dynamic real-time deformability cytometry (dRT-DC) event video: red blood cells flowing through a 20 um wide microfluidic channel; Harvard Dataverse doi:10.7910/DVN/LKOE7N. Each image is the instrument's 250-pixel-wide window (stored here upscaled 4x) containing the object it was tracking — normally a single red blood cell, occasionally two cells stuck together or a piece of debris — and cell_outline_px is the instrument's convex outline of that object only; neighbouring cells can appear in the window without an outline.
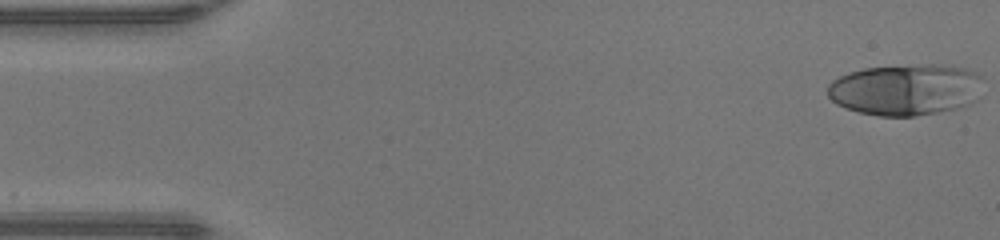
{"species": "human", "species_latin": "Homo sapiens", "temperature_condition": "warm", "stored_images_in_passage": 47, "camera_frame_rate_fps": 3000, "um_per_image_px": 0.085, "donor": {"sex": "male"}, "frame": {"image": 1, "passage_image": 1, "time_ms": 0.0, "image_size_px": [1000, 240], "cell_outline_px": [[980, 96], [972, 104], [956, 108], [916, 116], [880, 116], [860, 112], [836, 104], [828, 96], [828, 84], [832, 80], [848, 72], [864, 68], [928, 64], [932, 64], [964, 68], [976, 72], [980, 76]], "centroid_in_image_um": [76.98, 7.62], "position_along_channel_um": 8.0, "area_um2": 46.47}}
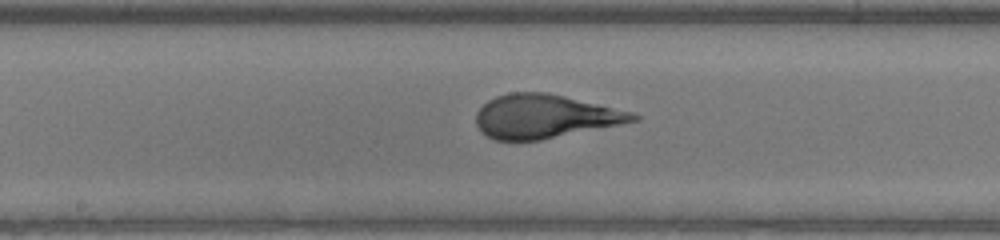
{"frame": {"image": 2, "passage_image": 24, "time_ms": 7.667, "image_size_px": [1000, 240], "cell_outline_px": [[640, 120], [540, 140], [496, 140], [488, 136], [476, 124], [476, 112], [488, 100], [496, 96], [508, 92], [548, 92], [632, 112], [640, 116]], "centroid_in_image_um": [46.29, 9.88], "position_along_channel_um": 201.9, "area_um2": 39.59}}
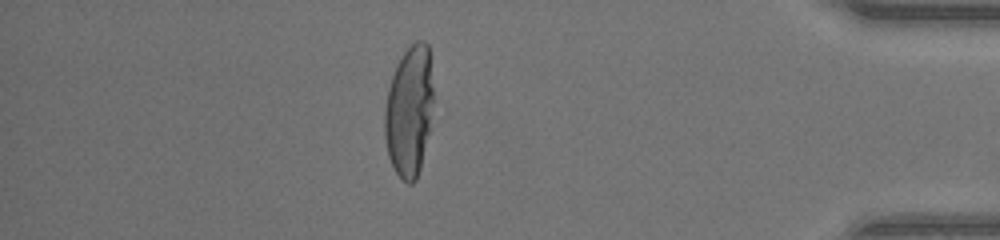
{"frame": {"image": 3, "passage_image": 41, "time_ms": 13.333, "image_size_px": [1000, 240], "cell_outline_px": [[432, 104], [428, 132], [420, 168], [416, 180], [412, 184], [408, 184], [396, 172], [388, 156], [384, 136], [384, 108], [388, 88], [396, 64], [400, 56], [416, 40], [424, 40], [428, 44], [432, 88]], "centroid_in_image_um": [34.75, 9.43], "position_along_channel_um": 400.4, "area_um2": 36.88}, "authors_computed_cell_mechanics": {"area_um2": 40.3444, "velocity_mm_per_s": 4.3073, "shape_relaxation_time_tau1_ms": 8.2551, "shape_relaxation_time_tau2_ms": null, "deformation_change_tau1": 0.3953, "deformation_change_tau2": null}}